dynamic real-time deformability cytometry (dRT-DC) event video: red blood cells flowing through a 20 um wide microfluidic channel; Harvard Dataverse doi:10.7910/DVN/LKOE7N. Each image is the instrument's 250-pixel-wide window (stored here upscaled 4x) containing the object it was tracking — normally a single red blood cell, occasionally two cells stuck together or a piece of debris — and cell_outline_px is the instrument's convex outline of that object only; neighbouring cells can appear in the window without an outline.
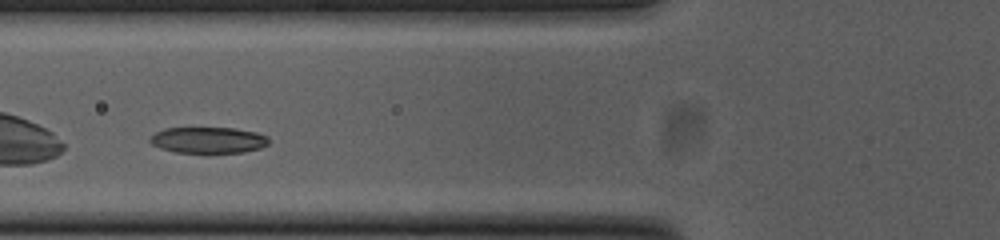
{"species": "common noctule bat (a hibernating species)", "species_latin": "Nyctalus noctula", "temperature_condition": "cold", "stored_images_in_passage": 35, "camera_frame_rate_fps": 3000, "um_per_image_px": 0.085, "animal": {"sex": "female", "body_mass_g": 23.0, "forearm_length_mm": 53.4}, "frame": {"image": 1, "passage_image": 11, "time_ms": 3.333, "image_size_px": [1000, 240], "cell_outline_px": [[268, 144], [260, 148], [244, 152], [208, 156], [176, 152], [160, 148], [152, 144], [148, 140], [156, 132], [164, 128], [236, 128], [256, 132], [268, 136]], "centroid_in_image_um": [17.71, 11.96], "position_along_channel_um": 108.1, "area_um2": 18.96}, "authors_computed_cell_mechanics": {"area_um2": 19.1318, "velocity_mm_per_s": 3.7314, "shape_relaxation_time_tau1_ms": 1.393, "shape_relaxation_time_tau2_ms": 7.7897, "deformation_change_tau1": 0.0895, "deformation_change_tau2": 0.1072}}